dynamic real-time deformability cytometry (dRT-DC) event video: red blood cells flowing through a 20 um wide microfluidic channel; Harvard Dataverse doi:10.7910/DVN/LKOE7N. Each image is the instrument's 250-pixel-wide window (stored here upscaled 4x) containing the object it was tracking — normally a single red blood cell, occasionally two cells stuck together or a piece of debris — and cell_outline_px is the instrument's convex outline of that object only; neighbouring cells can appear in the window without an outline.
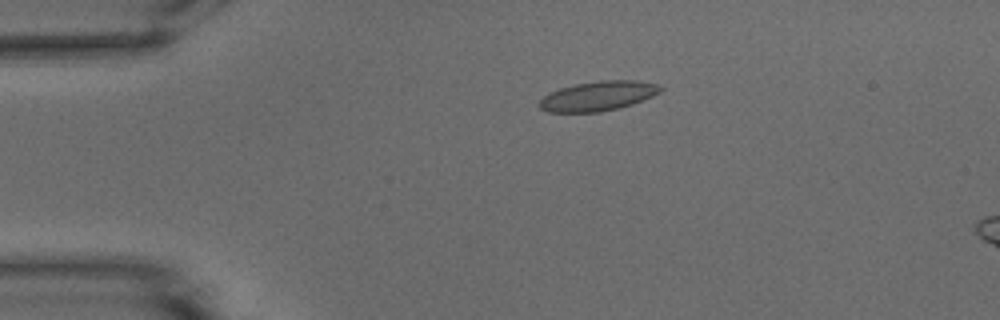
{"species": "common noctule bat (a hibernating species)", "species_latin": "Nyctalus noctula", "temperature_condition": "warm", "stored_images_in_passage": 17, "camera_frame_rate_fps": 3000, "um_per_image_px": 0.085, "animal": {"sex": "male", "body_mass_g": 15.6}, "frame": {"image": 1, "passage_image": 12, "time_ms": 3.667, "image_size_px": [1000, 320], "cell_outline_px": [[664, 88], [660, 92], [652, 96], [632, 104], [620, 108], [600, 112], [548, 112], [540, 108], [536, 104], [548, 92], [560, 88], [576, 84], [600, 80], [636, 80], [660, 84]], "centroid_in_image_um": [50.83, 8.16], "position_along_channel_um": 34.2, "area_um2": 21.1}}